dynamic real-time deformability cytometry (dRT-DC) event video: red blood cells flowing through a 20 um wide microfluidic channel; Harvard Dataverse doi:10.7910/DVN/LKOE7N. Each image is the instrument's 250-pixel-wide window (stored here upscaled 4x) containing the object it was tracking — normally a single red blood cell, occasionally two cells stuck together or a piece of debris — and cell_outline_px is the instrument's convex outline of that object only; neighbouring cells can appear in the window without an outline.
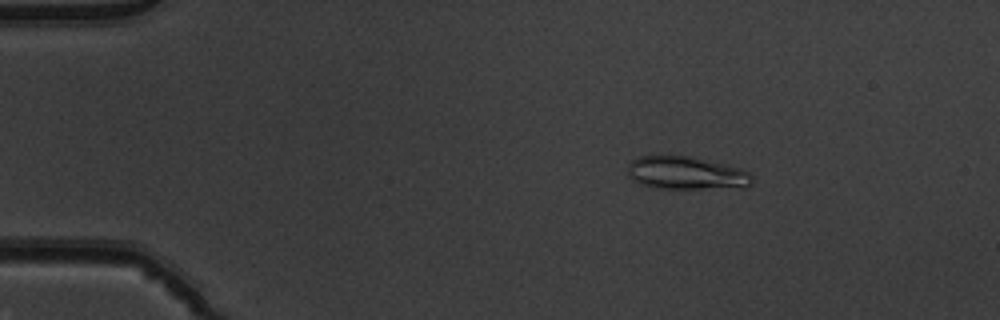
{"species": "common noctule bat (a hibernating species)", "species_latin": "Nyctalus noctula", "temperature_condition": "warm", "stored_images_in_passage": 51, "camera_frame_rate_fps": 3000, "um_per_image_px": 0.085, "animal": {"sex": "male", "body_mass_g": 19.5, "forearm_length_mm": 54.6}, "frame": {"image": 1, "passage_image": 8, "time_ms": 2.333, "image_size_px": [1000, 320], "cell_outline_px": [[752, 184], [700, 188], [656, 188], [632, 180], [628, 176], [628, 164], [632, 160], [640, 156], [688, 156], [724, 164], [740, 168], [748, 172], [752, 176]], "centroid_in_image_um": [58.24, 14.69], "position_along_channel_um": 26.8, "area_um2": 23.12}}
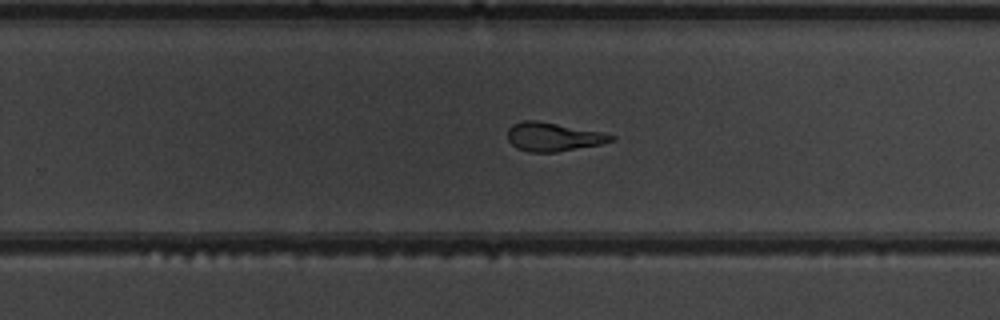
{"frame": {"image": 2, "passage_image": 33, "time_ms": 10.667, "image_size_px": [1000, 320], "cell_outline_px": [[616, 140], [600, 144], [556, 152], [528, 152], [516, 148], [508, 140], [508, 128], [512, 124], [524, 120], [540, 120], [600, 132], [616, 136]], "centroid_in_image_um": [47.0, 11.62], "position_along_channel_um": 282.8, "area_um2": 17.34}}
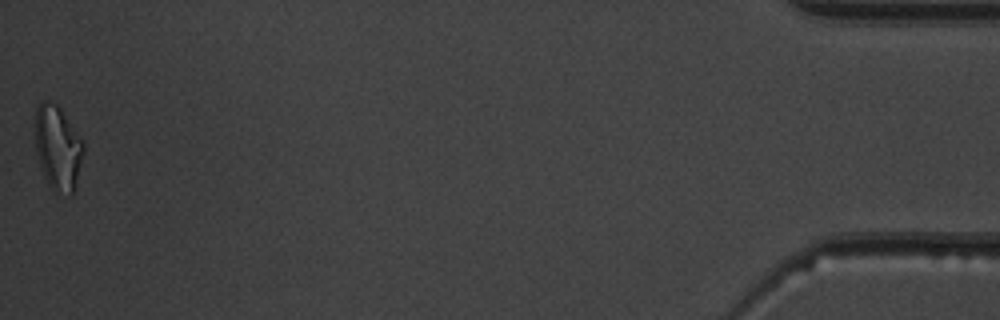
{"frame": {"image": 3, "passage_image": 51, "time_ms": 16.667, "image_size_px": [1000, 320], "cell_outline_px": [[84, 152], [72, 196], [68, 196], [52, 192], [44, 176], [36, 152], [36, 108], [40, 100], [44, 100], [56, 104], [60, 108], [84, 140]], "centroid_in_image_um": [4.93, 12.59], "position_along_channel_um": 430.3, "area_um2": 23.99}, "authors_computed_cell_mechanics": {"area_um2": 18.9006, "velocity_mm_per_s": 3.9601, "shape_relaxation_time_tau1_ms": null, "shape_relaxation_time_tau2_ms": 1.7483, "deformation_change_tau1": null, "deformation_change_tau2": 0.1026}}